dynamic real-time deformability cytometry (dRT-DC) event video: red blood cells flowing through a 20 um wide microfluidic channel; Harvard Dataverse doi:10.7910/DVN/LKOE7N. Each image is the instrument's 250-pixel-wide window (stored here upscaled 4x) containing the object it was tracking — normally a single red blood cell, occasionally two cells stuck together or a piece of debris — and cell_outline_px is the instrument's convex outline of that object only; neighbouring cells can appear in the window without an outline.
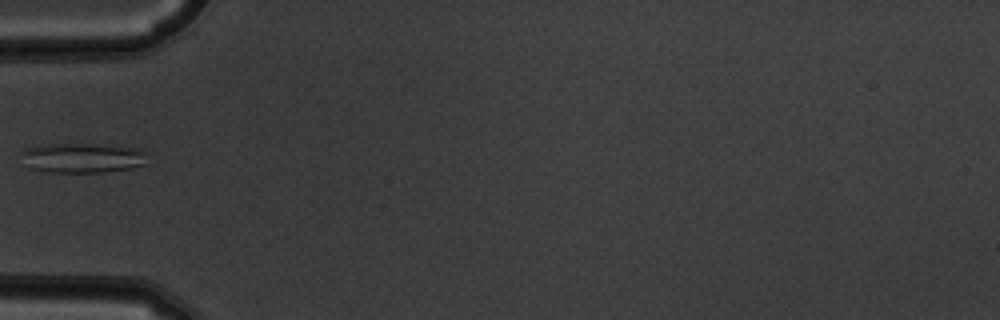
{"species": "common noctule bat (a hibernating species)", "species_latin": "Nyctalus noctula", "temperature_condition": "warm", "stored_images_in_passage": 5, "camera_frame_rate_fps": 3000, "um_per_image_px": 0.085, "animal": {"sex": "male", "body_mass_g": 19.5, "forearm_length_mm": 54.6}, "frame": {"image": 1, "passage_image": 4, "time_ms": 1.0, "image_size_px": [1000, 320], "cell_outline_px": [[148, 164], [128, 168], [104, 172], [48, 172], [32, 168], [20, 152], [36, 144], [96, 144], [132, 148], [148, 152]], "centroid_in_image_um": [7.07, 13.41], "position_along_channel_um": 77.9, "area_um2": 21.73}}